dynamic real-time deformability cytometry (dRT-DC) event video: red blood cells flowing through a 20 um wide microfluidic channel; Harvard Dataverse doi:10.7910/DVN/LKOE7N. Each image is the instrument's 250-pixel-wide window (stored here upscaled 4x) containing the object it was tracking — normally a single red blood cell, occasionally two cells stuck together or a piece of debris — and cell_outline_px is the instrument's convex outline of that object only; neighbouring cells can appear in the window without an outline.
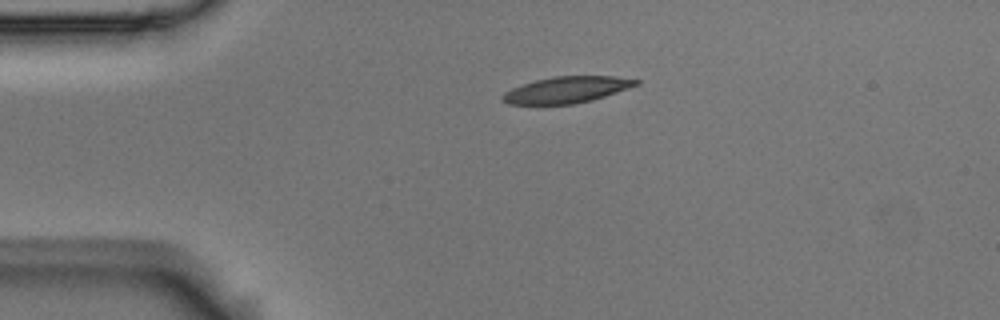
{"species": "Egyptian fruit bat (a non-hibernating species)", "species_latin": "Rousettus aegyptiacus", "temperature_condition": "room temperature", "stored_images_in_passage": 45, "camera_frame_rate_fps": 3000, "um_per_image_px": 0.085, "animal": {"sex": "male"}, "frame": {"image": 1, "passage_image": 1, "time_ms": 0.0, "image_size_px": [1000, 320], "cell_outline_px": [[640, 84], [592, 100], [572, 104], [508, 104], [500, 96], [504, 92], [512, 88], [536, 80], [556, 76], [616, 76], [640, 80]], "centroid_in_image_um": [48.18, 7.62], "position_along_channel_um": 36.8, "area_um2": 20.29}}
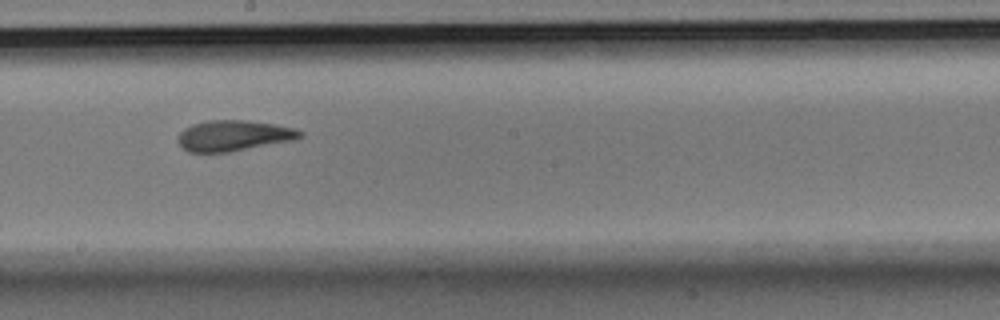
{"frame": {"image": 2, "passage_image": 20, "time_ms": 6.333, "image_size_px": [1000, 320], "cell_outline_px": [[304, 136], [292, 140], [232, 152], [188, 152], [176, 140], [180, 132], [184, 128], [192, 124], [208, 120], [248, 120], [276, 124], [296, 128], [304, 132]], "centroid_in_image_um": [19.88, 11.52], "position_along_channel_um": 228.3, "area_um2": 22.08}}
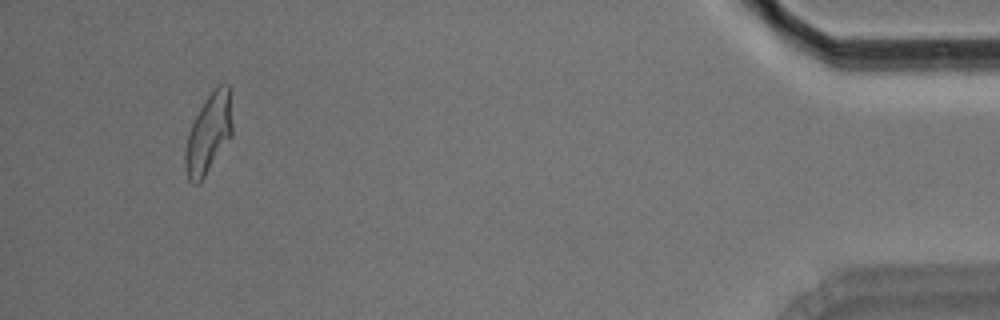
{"frame": {"image": 3, "passage_image": 42, "time_ms": 13.667, "image_size_px": [1000, 320], "cell_outline_px": [[232, 136], [204, 176], [196, 184], [192, 184], [188, 180], [184, 168], [184, 152], [188, 132], [204, 100], [220, 84], [228, 84], [232, 124]], "centroid_in_image_um": [17.7, 11.39], "position_along_channel_um": 417.5, "area_um2": 21.56}, "authors_computed_cell_mechanics": {"area_um2": 21.8484, "velocity_mm_per_s": 3.5416, "shape_relaxation_time_tau1_ms": 7.5556, "shape_relaxation_time_tau2_ms": 2.7206, "deformation_change_tau1": 0.2302, "deformation_change_tau2": 0.1099}}